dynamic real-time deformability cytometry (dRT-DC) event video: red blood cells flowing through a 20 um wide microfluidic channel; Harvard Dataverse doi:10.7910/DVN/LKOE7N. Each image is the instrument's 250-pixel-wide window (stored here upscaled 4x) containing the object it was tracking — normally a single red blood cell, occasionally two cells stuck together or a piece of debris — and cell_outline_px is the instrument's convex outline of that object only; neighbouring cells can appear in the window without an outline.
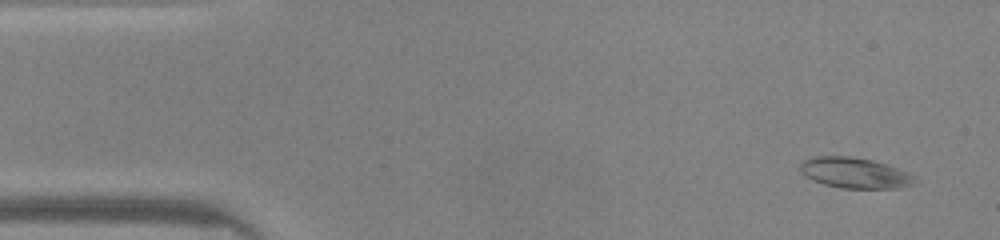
{"species": "common noctule bat (a hibernating species)", "species_latin": "Nyctalus noctula", "temperature_condition": "warm", "stored_images_in_passage": 47, "camera_frame_rate_fps": 3000, "um_per_image_px": 0.085, "animal": {"sex": "male", "body_mass_g": 20.0, "forearm_length_mm": 53.3}, "frame": {"image": 1, "passage_image": 3, "time_ms": 0.667, "image_size_px": [1000, 240], "cell_outline_px": [[920, 184], [896, 188], [840, 188], [824, 184], [812, 180], [800, 172], [800, 164], [804, 160], [816, 156], [848, 156], [872, 160], [908, 172], [916, 176], [920, 180]], "centroid_in_image_um": [72.72, 14.71], "position_along_channel_um": 12.3, "area_um2": 20.63}}
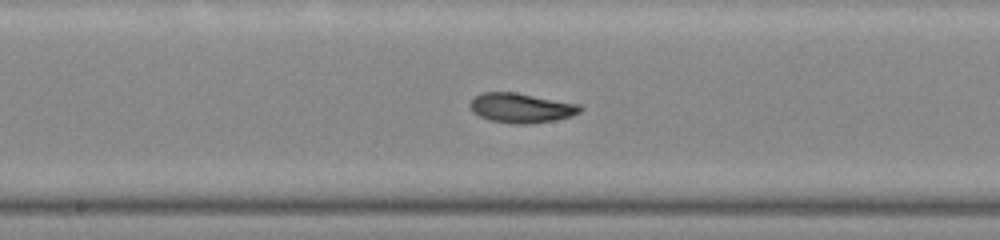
{"frame": {"image": 2, "passage_image": 24, "time_ms": 7.667, "image_size_px": [1000, 240], "cell_outline_px": [[584, 108], [580, 112], [572, 116], [556, 120], [528, 124], [512, 124], [492, 120], [480, 116], [472, 112], [472, 100], [476, 96], [484, 92], [516, 92], [580, 104]], "centroid_in_image_um": [44.37, 9.17], "position_along_channel_um": 203.8, "area_um2": 18.96}}
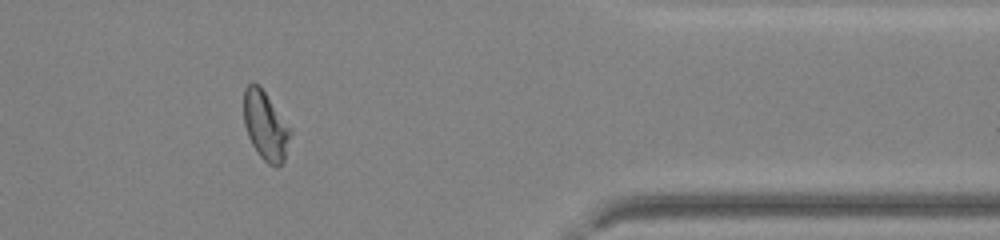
{"frame": {"image": 3, "passage_image": 39, "time_ms": 12.667, "image_size_px": [1000, 240], "cell_outline_px": [[292, 132], [284, 160], [276, 168], [268, 164], [260, 156], [252, 144], [248, 136], [244, 124], [244, 88], [252, 80], [260, 84], [292, 128]], "centroid_in_image_um": [22.58, 10.64], "position_along_channel_um": 388.8, "area_um2": 19.13}, "authors_computed_cell_mechanics": {"area_um2": 19.2474, "velocity_mm_per_s": 4.2228, "shape_relaxation_time_tau1_ms": null, "shape_relaxation_time_tau2_ms": 5.3159, "deformation_change_tau1": null, "deformation_change_tau2": 0.1275}}